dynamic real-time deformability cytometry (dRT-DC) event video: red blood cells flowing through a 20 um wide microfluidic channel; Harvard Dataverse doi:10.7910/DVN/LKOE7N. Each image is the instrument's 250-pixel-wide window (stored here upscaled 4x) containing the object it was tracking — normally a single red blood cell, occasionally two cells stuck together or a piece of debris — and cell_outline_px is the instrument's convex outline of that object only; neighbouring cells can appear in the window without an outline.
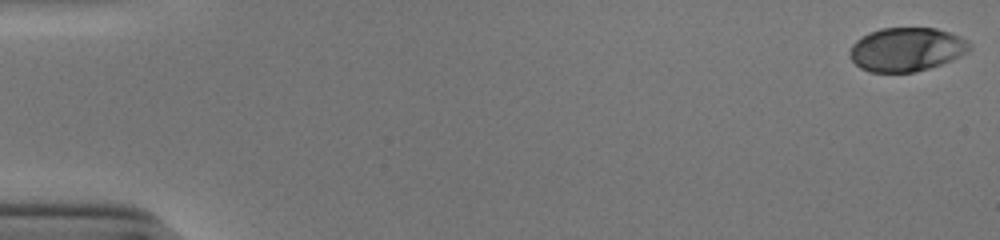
{"species": "human", "species_latin": "Homo sapiens", "temperature_condition": "cold", "stored_images_in_passage": 45, "camera_frame_rate_fps": 3000, "um_per_image_px": 0.085, "donor": {"sex": "male"}, "frame": {"image": 1, "passage_image": 1, "time_ms": 0.0, "image_size_px": [1000, 240], "cell_outline_px": [[972, 48], [968, 52], [952, 60], [916, 72], [868, 72], [860, 68], [852, 60], [848, 52], [852, 44], [856, 40], [880, 28], [936, 28], [960, 36], [968, 40], [972, 44]], "centroid_in_image_um": [77.07, 4.2], "position_along_channel_um": 7.9, "area_um2": 30.63}}
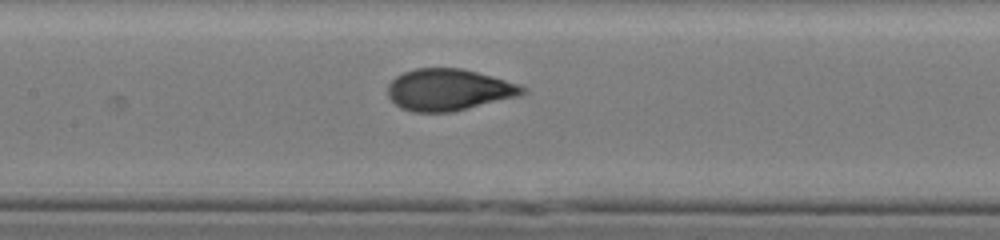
{"frame": {"image": 2, "passage_image": 26, "time_ms": 8.333, "image_size_px": [1000, 240], "cell_outline_px": [[528, 92], [520, 96], [452, 112], [416, 112], [400, 108], [388, 96], [388, 84], [396, 76], [404, 72], [416, 68], [460, 68], [492, 76], [520, 84], [528, 88]], "centroid_in_image_um": [38.18, 7.63], "position_along_channel_um": 169.2, "area_um2": 32.83}}
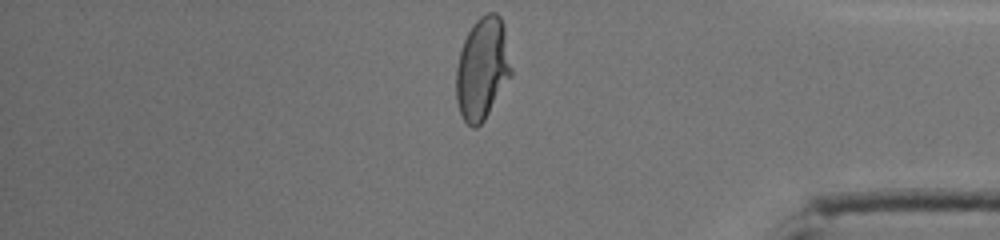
{"frame": {"image": 3, "passage_image": 45, "time_ms": 14.667, "image_size_px": [1000, 240], "cell_outline_px": [[512, 76], [484, 120], [476, 128], [472, 128], [464, 120], [460, 112], [456, 100], [456, 68], [460, 52], [464, 40], [472, 24], [480, 16], [488, 12], [496, 12], [500, 16], [504, 28], [512, 68]], "centroid_in_image_um": [41.0, 5.83], "position_along_channel_um": 394.2, "area_um2": 32.89}, "authors_computed_cell_mechanics": {"area_um2": 32.079, "velocity_mm_per_s": 3.9239, "shape_relaxation_time_tau1_ms": 5.6258, "shape_relaxation_time_tau2_ms": null, "deformation_change_tau1": 0.2294, "deformation_change_tau2": null}}